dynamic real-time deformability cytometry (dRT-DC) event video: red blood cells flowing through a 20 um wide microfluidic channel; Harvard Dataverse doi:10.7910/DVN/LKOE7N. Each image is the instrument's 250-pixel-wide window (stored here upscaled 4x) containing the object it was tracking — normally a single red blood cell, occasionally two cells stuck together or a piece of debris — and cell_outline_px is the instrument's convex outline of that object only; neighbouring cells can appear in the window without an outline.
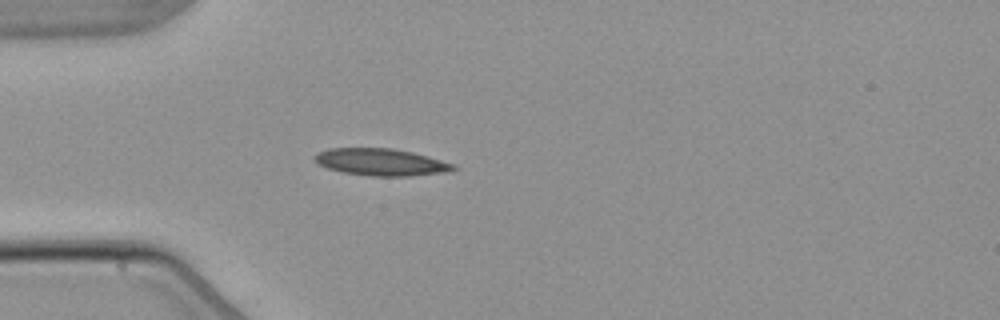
{"species": "common noctule bat (a hibernating species)", "species_latin": "Nyctalus noctula", "temperature_condition": "warm", "stored_images_in_passage": 3, "camera_frame_rate_fps": 3000, "um_per_image_px": 0.085, "animal": {"sex": "male", "body_mass_g": 21.5, "forearm_length_mm": 52.0}, "frame": {"image": 1, "passage_image": 3, "time_ms": 2.333, "image_size_px": [1000, 320], "cell_outline_px": [[456, 168], [448, 172], [408, 176], [372, 176], [344, 172], [328, 168], [312, 160], [312, 156], [316, 152], [328, 148], [392, 148], [412, 152], [428, 156], [456, 164]], "centroid_in_image_um": [32.37, 13.77], "position_along_channel_um": 52.6, "area_um2": 21.96}}